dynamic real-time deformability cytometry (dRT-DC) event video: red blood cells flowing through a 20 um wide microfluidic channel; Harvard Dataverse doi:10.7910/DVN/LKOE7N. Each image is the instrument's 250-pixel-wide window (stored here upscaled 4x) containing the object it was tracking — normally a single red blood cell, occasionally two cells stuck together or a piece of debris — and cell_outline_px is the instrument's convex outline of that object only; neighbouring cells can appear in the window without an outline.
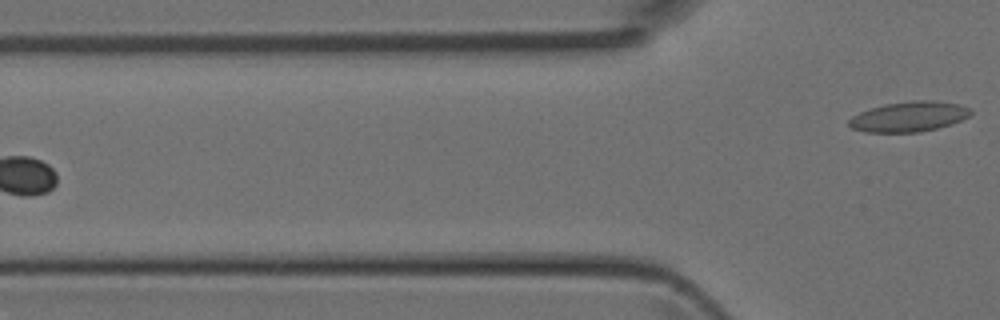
{"species": "Egyptian fruit bat (a non-hibernating species)", "species_latin": "Rousettus aegyptiacus", "temperature_condition": "room temperature", "stored_images_in_passage": 5, "camera_frame_rate_fps": 3000, "um_per_image_px": 0.085, "animal": {"sex": "female"}, "frame": {"image": 1, "passage_image": 5, "time_ms": 1.333, "image_size_px": [1000, 320], "cell_outline_px": [[972, 112], [968, 116], [952, 124], [920, 132], [864, 132], [852, 128], [848, 124], [848, 120], [852, 116], [860, 112], [884, 104], [912, 100], [932, 100], [956, 104], [968, 108]], "centroid_in_image_um": [77.22, 9.91], "position_along_channel_um": 48.6, "area_um2": 21.21}}